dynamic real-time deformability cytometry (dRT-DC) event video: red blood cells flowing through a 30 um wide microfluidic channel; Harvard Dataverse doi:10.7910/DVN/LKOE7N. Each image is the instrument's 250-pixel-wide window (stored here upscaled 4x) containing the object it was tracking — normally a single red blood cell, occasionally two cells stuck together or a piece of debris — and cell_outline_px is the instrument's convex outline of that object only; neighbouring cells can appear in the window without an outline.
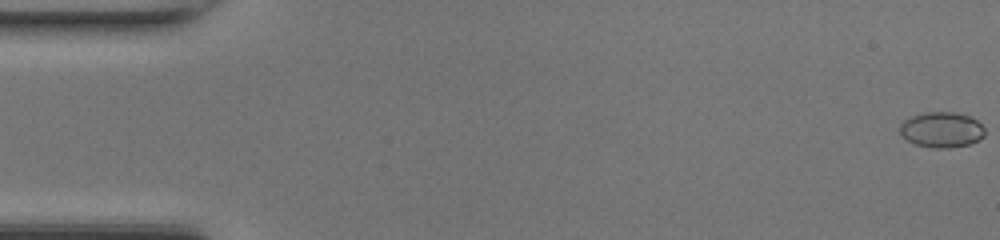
{"species": "common noctule bat (a hibernating species)", "species_latin": "Nyctalus noctula", "temperature_condition": "room temperature", "stored_images_in_passage": 49, "camera_frame_rate_fps": 3000, "um_per_image_px": 0.085, "animal": {"sex": "female", "body_mass_g": 17.0, "forearm_length_mm": 48.0}, "frame": {"image": 1, "passage_image": 1, "time_ms": 0.0, "image_size_px": [1000, 240], "cell_outline_px": [[984, 136], [968, 144], [948, 148], [932, 148], [916, 144], [908, 140], [900, 132], [900, 124], [904, 120], [912, 116], [924, 112], [956, 112], [968, 116], [976, 120], [984, 128]], "centroid_in_image_um": [80.02, 11.02], "position_along_channel_um": 5.0, "area_um2": 17.34}}
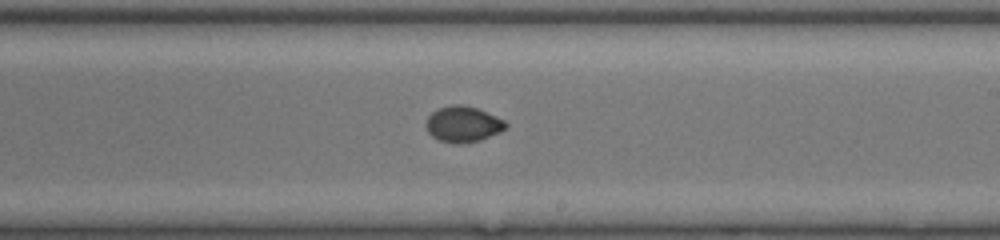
{"frame": {"image": 2, "passage_image": 29, "time_ms": 9.333, "image_size_px": [1000, 240], "cell_outline_px": [[508, 124], [500, 132], [480, 140], [460, 144], [456, 144], [440, 140], [432, 136], [428, 132], [428, 116], [432, 112], [440, 108], [452, 104], [460, 104], [476, 108], [496, 116], [504, 120]], "centroid_in_image_um": [39.38, 10.56], "position_along_channel_um": 249.6, "area_um2": 16.36}}
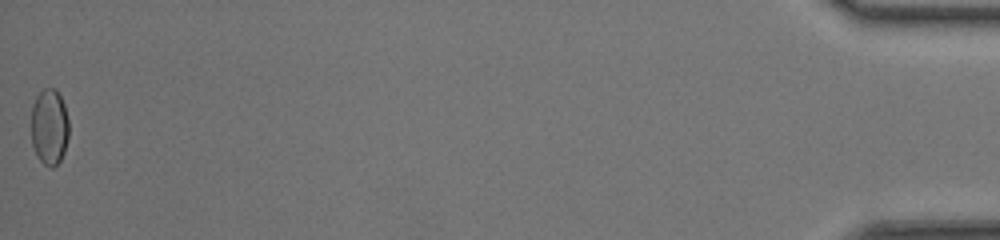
{"frame": {"image": 3, "passage_image": 49, "time_ms": 16.0, "image_size_px": [1000, 240], "cell_outline_px": [[68, 136], [64, 152], [60, 160], [52, 168], [48, 168], [36, 156], [32, 144], [32, 104], [36, 96], [44, 88], [56, 88], [64, 104], [68, 120]], "centroid_in_image_um": [4.19, 10.79], "position_along_channel_um": 431.0, "area_um2": 16.76}, "authors_computed_cell_mechanics": {"area_um2": 16.762, "velocity_mm_per_s": 4.3331, "shape_relaxation_time_tau1_ms": 5.1394, "shape_relaxation_time_tau2_ms": null, "deformation_change_tau1": 0.1044, "deformation_change_tau2": null}}